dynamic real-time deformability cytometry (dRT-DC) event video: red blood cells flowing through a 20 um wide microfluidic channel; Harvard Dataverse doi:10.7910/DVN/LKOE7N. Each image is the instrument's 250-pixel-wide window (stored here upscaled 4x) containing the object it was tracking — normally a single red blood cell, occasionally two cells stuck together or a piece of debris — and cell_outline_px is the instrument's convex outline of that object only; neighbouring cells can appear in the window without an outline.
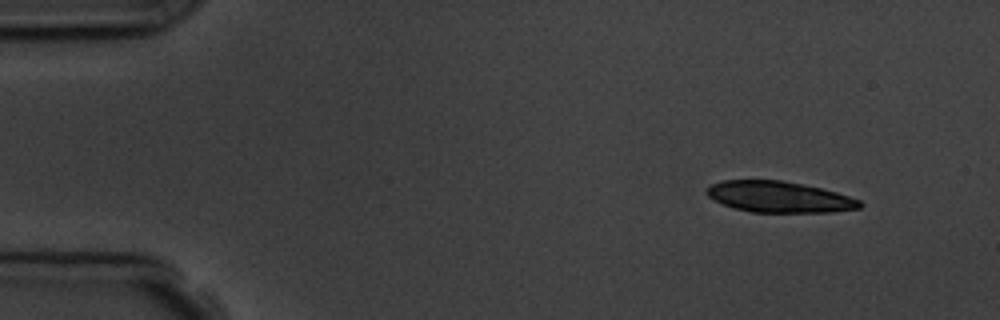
{"species": "common noctule bat (a hibernating species)", "species_latin": "Nyctalus noctula", "temperature_condition": "room temperature", "stored_images_in_passage": 4, "camera_frame_rate_fps": 3000, "um_per_image_px": 0.085, "animal": {"sex": "male", "body_mass_g": 19.5, "forearm_length_mm": 54.6}, "frame": {"image": 1, "passage_image": 1, "time_ms": 0.0, "image_size_px": [1000, 320], "cell_outline_px": [[864, 204], [860, 208], [832, 212], [752, 212], [736, 208], [724, 204], [708, 196], [704, 192], [712, 184], [724, 180], [780, 180], [820, 188], [836, 192], [860, 200]], "centroid_in_image_um": [66.25, 16.74], "position_along_channel_um": 18.8, "area_um2": 27.4}}